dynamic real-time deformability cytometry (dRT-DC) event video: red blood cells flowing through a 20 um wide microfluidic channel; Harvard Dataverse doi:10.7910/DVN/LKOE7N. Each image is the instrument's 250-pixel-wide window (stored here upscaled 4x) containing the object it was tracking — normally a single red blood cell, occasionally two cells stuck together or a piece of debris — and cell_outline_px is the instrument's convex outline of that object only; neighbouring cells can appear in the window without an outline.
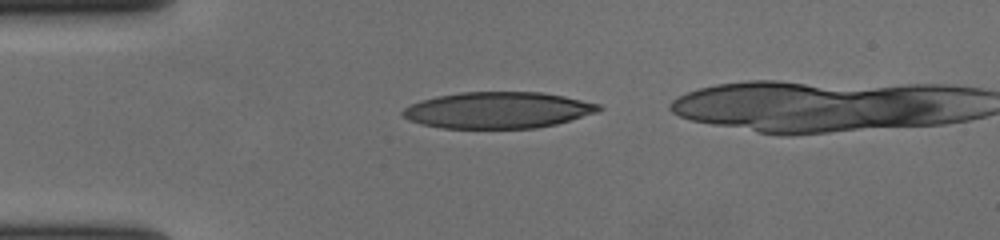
{"species": "human", "species_latin": "Homo sapiens", "temperature_condition": "cold", "stored_images_in_passage": 37, "camera_frame_rate_fps": 3000, "um_per_image_px": 0.085, "donor": {"sex": "female"}, "frame": {"image": 1, "passage_image": 1, "time_ms": 0.0, "image_size_px": [1000, 240], "cell_outline_px": [[604, 108], [596, 112], [556, 124], [536, 128], [440, 128], [420, 124], [408, 120], [400, 112], [404, 108], [420, 100], [436, 96], [460, 92], [540, 92], [564, 96], [600, 104]], "centroid_in_image_um": [42.29, 9.36], "position_along_channel_um": 42.7, "area_um2": 41.56}}
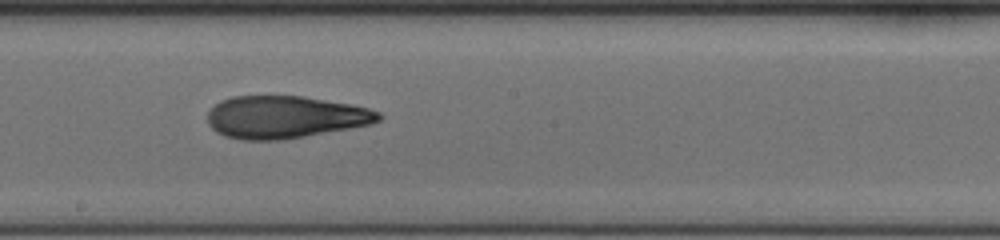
{"frame": {"image": 2, "passage_image": 18, "time_ms": 5.667, "image_size_px": [1000, 240], "cell_outline_px": [[384, 116], [380, 120], [372, 124], [284, 140], [240, 140], [224, 136], [216, 132], [208, 124], [208, 112], [220, 100], [232, 96], [304, 96], [352, 104], [368, 108], [380, 112]], "centroid_in_image_um": [24.24, 9.95], "position_along_channel_um": 224.0, "area_um2": 42.6}}
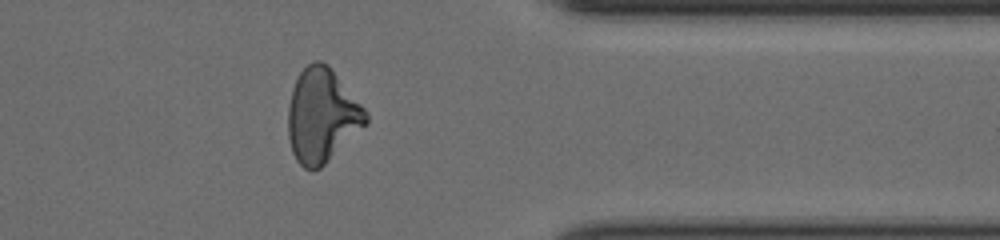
{"frame": {"image": 3, "passage_image": 32, "time_ms": 10.333, "image_size_px": [1000, 240], "cell_outline_px": [[368, 120], [320, 168], [304, 168], [296, 160], [292, 152], [288, 136], [288, 104], [292, 88], [300, 72], [308, 64], [316, 60], [320, 60], [328, 64], [332, 68], [368, 112]], "centroid_in_image_um": [27.33, 9.77], "position_along_channel_um": 384.1, "area_um2": 41.96}}